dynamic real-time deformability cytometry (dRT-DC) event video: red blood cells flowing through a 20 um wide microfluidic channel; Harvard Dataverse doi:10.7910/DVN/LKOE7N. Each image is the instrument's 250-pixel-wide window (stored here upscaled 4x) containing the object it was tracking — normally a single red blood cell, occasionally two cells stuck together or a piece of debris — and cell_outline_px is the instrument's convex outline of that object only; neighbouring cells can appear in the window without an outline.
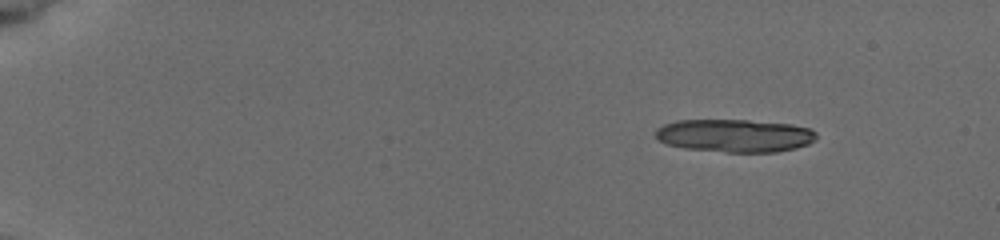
{"species": "common noctule bat (a hibernating species)", "species_latin": "Nyctalus noctula", "temperature_condition": "cold", "stored_images_in_passage": 8, "segment_of_instrument_passage": [1, 2], "camera_frame_rate_fps": 3000, "um_per_image_px": 0.085, "animal": {"sex": "female", "body_mass_g": 19.5, "forearm_length_mm": 54.1}, "frame": {"image": 1, "passage_image": 2, "time_ms": 1.0, "image_size_px": [1000, 240], "cell_outline_px": [[816, 140], [808, 144], [796, 148], [776, 152], [724, 152], [684, 148], [664, 144], [656, 136], [656, 128], [664, 124], [676, 120], [748, 120], [792, 124], [812, 128], [816, 132]], "centroid_in_image_um": [62.47, 11.52], "position_along_channel_um": 22.5, "area_um2": 31.15}}